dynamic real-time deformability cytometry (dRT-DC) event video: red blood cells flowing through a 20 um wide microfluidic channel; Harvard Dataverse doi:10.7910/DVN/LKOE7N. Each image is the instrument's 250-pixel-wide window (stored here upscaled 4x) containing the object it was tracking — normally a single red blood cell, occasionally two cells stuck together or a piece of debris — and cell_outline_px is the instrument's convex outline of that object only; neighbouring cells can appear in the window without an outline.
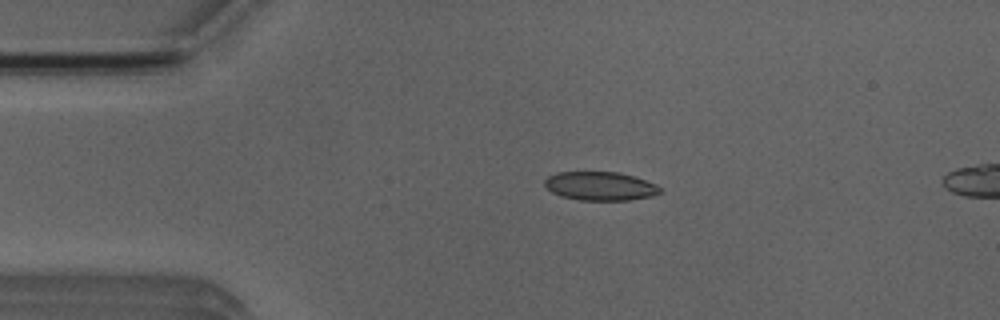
{"species": "Egyptian fruit bat (a non-hibernating species)", "species_latin": "Rousettus aegyptiacus", "temperature_condition": "room temperature", "stored_images_in_passage": 3, "camera_frame_rate_fps": 3000, "um_per_image_px": 0.085, "animal": {"sex": "male"}, "frame": {"image": 1, "passage_image": 2, "time_ms": 1.333, "image_size_px": [1000, 320], "cell_outline_px": [[660, 192], [652, 196], [628, 200], [580, 200], [560, 196], [552, 192], [544, 184], [544, 180], [548, 176], [556, 172], [616, 172], [632, 176], [656, 184], [660, 188]], "centroid_in_image_um": [50.98, 15.82], "position_along_channel_um": 34.0, "area_um2": 19.13}}